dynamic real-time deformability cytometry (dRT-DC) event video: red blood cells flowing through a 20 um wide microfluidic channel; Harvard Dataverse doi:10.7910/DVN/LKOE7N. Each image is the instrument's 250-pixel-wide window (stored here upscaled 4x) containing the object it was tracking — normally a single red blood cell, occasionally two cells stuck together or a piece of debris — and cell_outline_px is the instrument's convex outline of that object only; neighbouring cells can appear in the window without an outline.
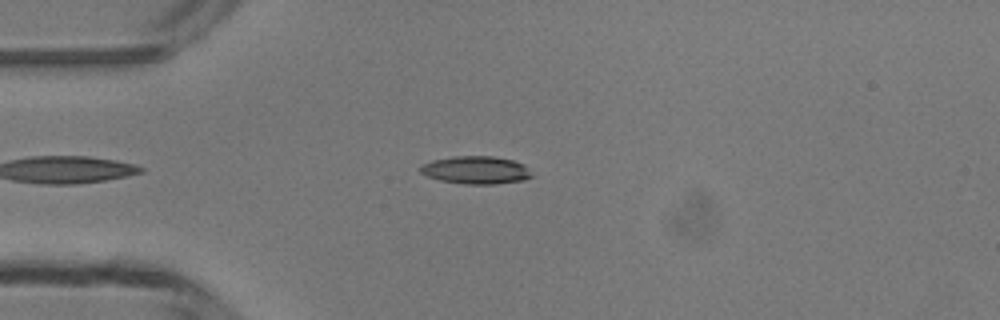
{"species": "common noctule bat (a hibernating species)", "species_latin": "Nyctalus noctula", "temperature_condition": "room temperature", "stored_images_in_passage": 43, "camera_frame_rate_fps": 3000, "um_per_image_px": 0.085, "animal": {"sex": "male", "body_mass_g": 13.3}, "frame": {"image": 1, "passage_image": 7, "time_ms": 2.0, "image_size_px": [1000, 320], "cell_outline_px": [[532, 176], [524, 180], [492, 184], [464, 184], [440, 180], [428, 176], [420, 172], [420, 168], [424, 164], [432, 160], [452, 156], [492, 156], [512, 160], [524, 164]], "centroid_in_image_um": [40.44, 14.45], "position_along_channel_um": 44.6, "area_um2": 17.86}}
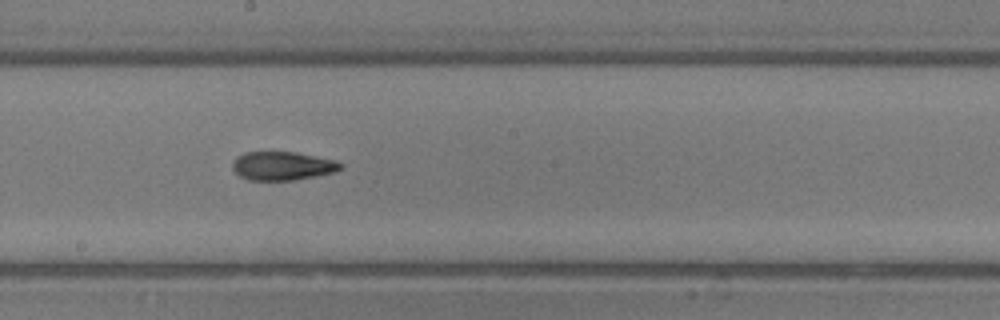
{"frame": {"image": 2, "passage_image": 21, "time_ms": 6.667, "image_size_px": [1000, 320], "cell_outline_px": [[344, 168], [336, 172], [296, 180], [248, 180], [240, 176], [232, 168], [232, 164], [236, 156], [244, 152], [296, 152], [332, 160], [344, 164]], "centroid_in_image_um": [24.01, 14.11], "position_along_channel_um": 224.2, "area_um2": 18.09}}
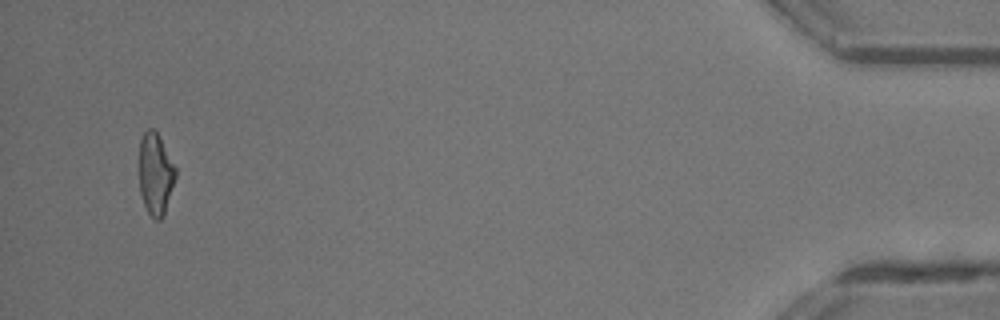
{"frame": {"image": 3, "passage_image": 41, "time_ms": 13.333, "image_size_px": [1000, 320], "cell_outline_px": [[176, 176], [164, 216], [160, 220], [156, 220], [148, 212], [144, 204], [140, 192], [140, 140], [144, 132], [148, 128], [152, 128], [156, 132], [176, 168]], "centroid_in_image_um": [13.22, 14.81], "position_along_channel_um": 422.0, "area_um2": 17.05}, "authors_computed_cell_mechanics": {"area_um2": 18.0914, "velocity_mm_per_s": 4.2473, "shape_relaxation_time_tau1_ms": 5.3528, "shape_relaxation_time_tau2_ms": 2.1847, "deformation_change_tau1": 0.1792, "deformation_change_tau2": 0.1019}}